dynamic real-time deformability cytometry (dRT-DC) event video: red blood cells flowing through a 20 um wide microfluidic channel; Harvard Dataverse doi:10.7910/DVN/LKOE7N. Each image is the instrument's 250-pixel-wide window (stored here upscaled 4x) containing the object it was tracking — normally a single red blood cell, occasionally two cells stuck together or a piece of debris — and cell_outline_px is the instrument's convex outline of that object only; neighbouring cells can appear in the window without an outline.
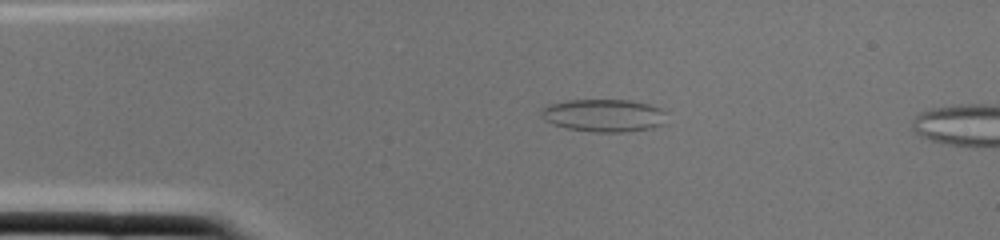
{"species": "common noctule bat (a hibernating species)", "species_latin": "Nyctalus noctula", "temperature_condition": "cold", "stored_images_in_passage": 2, "camera_frame_rate_fps": 3000, "um_per_image_px": 0.085, "animal": {"sex": "female", "body_mass_g": 22.0, "forearm_length_mm": 56.7}, "frame": {"image": 1, "passage_image": 1, "time_ms": 0.0, "image_size_px": [1000, 240], "cell_outline_px": [[664, 124], [652, 128], [624, 132], [596, 132], [568, 128], [544, 120], [540, 116], [540, 112], [548, 104], [568, 100], [628, 100], [648, 104], [660, 108], [664, 112]], "centroid_in_image_um": [51.31, 9.81], "position_along_channel_um": 33.7, "area_um2": 23.7}}